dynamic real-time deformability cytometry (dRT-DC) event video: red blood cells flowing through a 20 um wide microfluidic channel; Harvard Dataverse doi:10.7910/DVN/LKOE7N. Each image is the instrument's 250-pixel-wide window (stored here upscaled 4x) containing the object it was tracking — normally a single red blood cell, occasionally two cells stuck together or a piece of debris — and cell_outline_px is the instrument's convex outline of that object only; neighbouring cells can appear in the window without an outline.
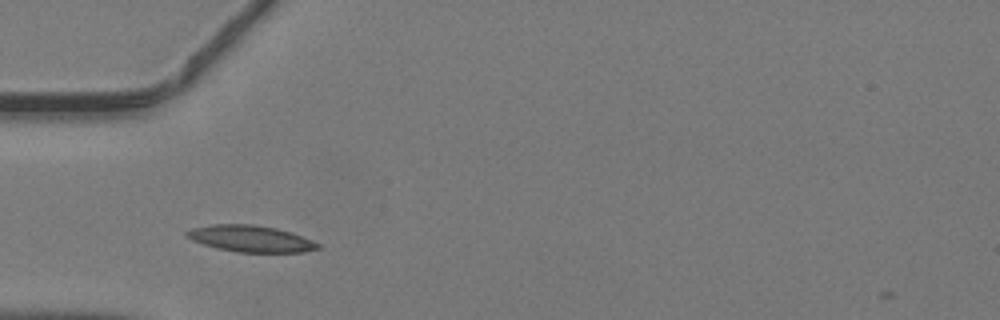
{"species": "common noctule bat (a hibernating species)", "species_latin": "Nyctalus noctula", "temperature_condition": "warm", "stored_images_in_passage": 33, "camera_frame_rate_fps": 3000, "um_per_image_px": 0.085, "animal": {"sex": "male", "body_mass_g": 19.2, "forearm_length_mm": 51.8}, "frame": {"image": 1, "passage_image": 2, "time_ms": 0.333, "image_size_px": [1000, 320], "cell_outline_px": [[320, 248], [304, 252], [236, 252], [216, 248], [192, 240], [184, 236], [184, 232], [192, 228], [212, 224], [252, 224], [276, 228], [292, 232], [312, 240], [320, 244]], "centroid_in_image_um": [21.29, 20.28], "position_along_channel_um": 63.7, "area_um2": 20.35}}
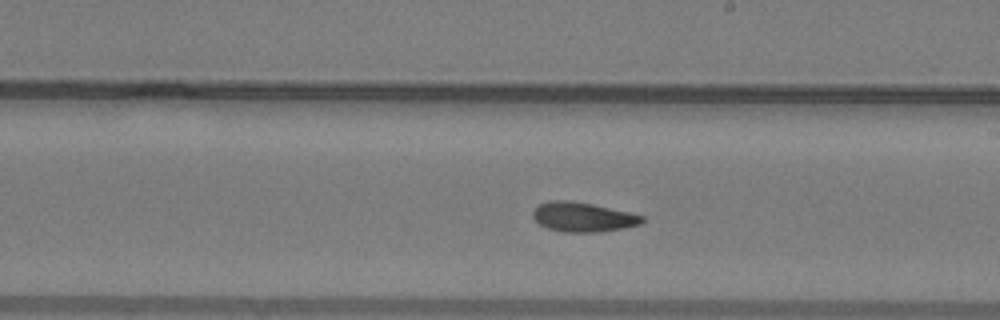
{"frame": {"image": 2, "passage_image": 14, "time_ms": 4.333, "image_size_px": [1000, 320], "cell_outline_px": [[644, 220], [640, 224], [624, 228], [604, 232], [564, 232], [548, 228], [540, 224], [532, 216], [532, 212], [540, 204], [552, 200], [568, 200], [592, 204], [628, 212], [644, 216]], "centroid_in_image_um": [49.56, 18.45], "position_along_channel_um": 239.4, "area_um2": 18.67}}
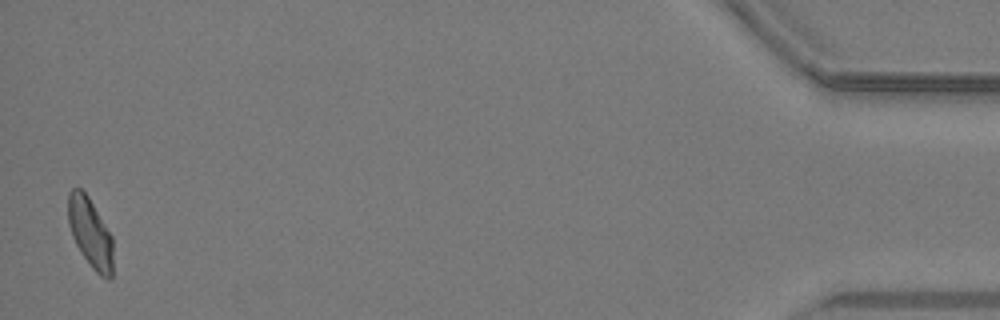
{"frame": {"image": 3, "passage_image": 33, "time_ms": 10.667, "image_size_px": [1000, 320], "cell_outline_px": [[112, 280], [108, 280], [100, 276], [92, 268], [80, 252], [72, 236], [68, 224], [68, 192], [72, 188], [80, 188], [88, 196], [112, 236]], "centroid_in_image_um": [7.66, 19.81], "position_along_channel_um": 427.5, "area_um2": 18.26}}